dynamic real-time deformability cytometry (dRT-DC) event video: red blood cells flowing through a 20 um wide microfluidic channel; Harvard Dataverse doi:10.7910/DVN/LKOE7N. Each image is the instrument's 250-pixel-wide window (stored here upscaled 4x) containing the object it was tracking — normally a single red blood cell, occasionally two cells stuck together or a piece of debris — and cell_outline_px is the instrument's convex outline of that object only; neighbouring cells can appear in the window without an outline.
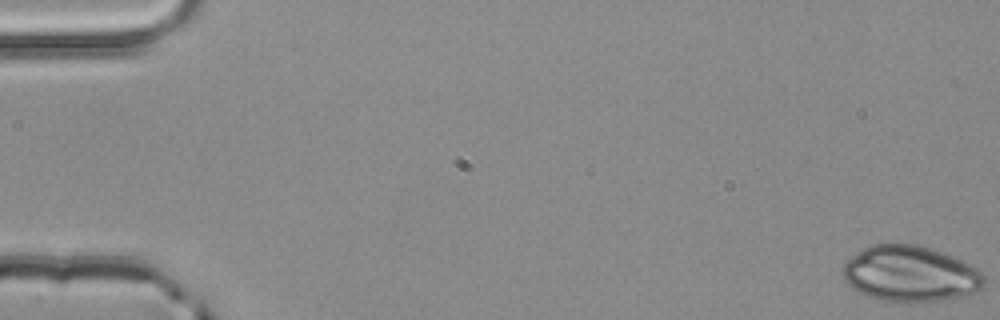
{"species": "common noctule bat (a hibernating species)", "species_latin": "Nyctalus noctula", "temperature_condition": "room temperature", "stored_images_in_passage": 4, "camera_frame_rate_fps": 3000, "um_per_image_px": 0.085, "animal": {"sex": "male", "body_mass_g": 20.4}, "frame": {"image": 1, "passage_image": 1, "time_ms": 0.0, "image_size_px": [1000, 320], "cell_outline_px": [[984, 288], [980, 292], [964, 296], [944, 300], [908, 304], [880, 300], [868, 296], [852, 288], [844, 280], [840, 272], [844, 264], [852, 256], [864, 248], [872, 244], [916, 244], [956, 256], [976, 268], [984, 276]], "centroid_in_image_um": [77.4, 23.3], "position_along_channel_um": 7.6, "area_um2": 46.82}}